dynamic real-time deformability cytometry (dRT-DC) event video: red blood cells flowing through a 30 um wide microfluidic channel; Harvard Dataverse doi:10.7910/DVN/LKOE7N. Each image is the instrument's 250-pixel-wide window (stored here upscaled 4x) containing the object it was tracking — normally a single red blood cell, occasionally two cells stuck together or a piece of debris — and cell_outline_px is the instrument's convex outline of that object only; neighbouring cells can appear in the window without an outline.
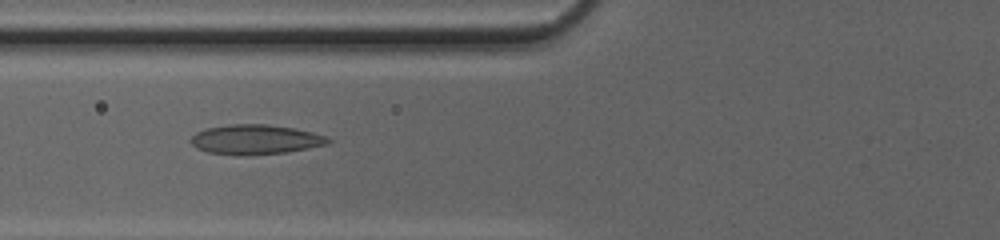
{"species": "common noctule bat (a hibernating species)", "species_latin": "Nyctalus noctula", "temperature_condition": "cold", "stored_images_in_passage": 51, "camera_frame_rate_fps": 3000, "um_per_image_px": 0.085, "animal": {"sex": "female", "body_mass_g": 20.0, "forearm_length_mm": 54.0}, "frame": {"image": 1, "passage_image": 22, "time_ms": 7.0, "image_size_px": [1000, 240], "cell_outline_px": [[332, 140], [328, 144], [288, 152], [244, 156], [240, 156], [208, 152], [196, 148], [188, 140], [196, 132], [208, 128], [228, 124], [268, 124], [296, 128], [312, 132], [324, 136]], "centroid_in_image_um": [21.69, 11.86], "position_along_channel_um": 104.1, "area_um2": 23.99}}
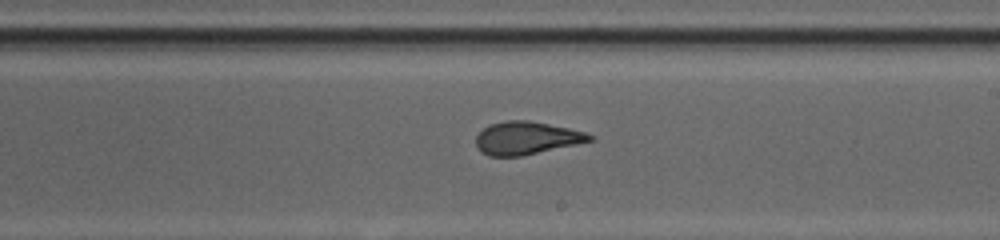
{"frame": {"image": 2, "passage_image": 32, "time_ms": 10.333, "image_size_px": [1000, 240], "cell_outline_px": [[596, 140], [520, 156], [488, 156], [476, 144], [476, 136], [484, 128], [492, 124], [504, 120], [528, 120], [568, 128], [584, 132], [596, 136]], "centroid_in_image_um": [44.79, 11.73], "position_along_channel_um": 244.2, "area_um2": 21.56}}
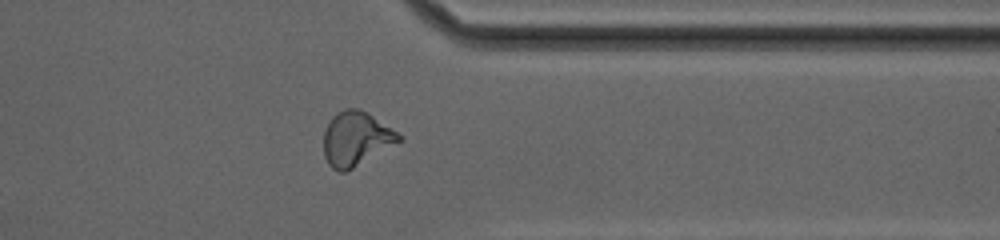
{"frame": {"image": 3, "passage_image": 42, "time_ms": 13.667, "image_size_px": [1000, 240], "cell_outline_px": [[404, 140], [352, 168], [344, 172], [340, 172], [332, 168], [328, 164], [324, 156], [324, 132], [332, 116], [336, 112], [344, 108], [356, 108], [372, 116], [396, 132]], "centroid_in_image_um": [30.23, 11.8], "position_along_channel_um": 381.2, "area_um2": 23.41}, "authors_computed_cell_mechanics": {"area_um2": 23.8714, "velocity_mm_per_s": 4.1993, "shape_relaxation_time_tau1_ms": null, "shape_relaxation_time_tau2_ms": 0.8945, "deformation_change_tau1": null, "deformation_change_tau2": 0.0813}}